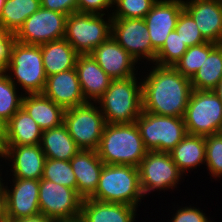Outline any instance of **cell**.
Returning a JSON list of instances; mask_svg holds the SVG:
<instances>
[{
  "instance_id": "cell-1",
  "label": "cell",
  "mask_w": 222,
  "mask_h": 222,
  "mask_svg": "<svg viewBox=\"0 0 222 222\" xmlns=\"http://www.w3.org/2000/svg\"><path fill=\"white\" fill-rule=\"evenodd\" d=\"M153 65L150 70L147 68L150 72L140 79L143 111L183 118L193 91L190 79L173 66Z\"/></svg>"
},
{
  "instance_id": "cell-2",
  "label": "cell",
  "mask_w": 222,
  "mask_h": 222,
  "mask_svg": "<svg viewBox=\"0 0 222 222\" xmlns=\"http://www.w3.org/2000/svg\"><path fill=\"white\" fill-rule=\"evenodd\" d=\"M96 151L106 165H130L137 168L148 152L135 122L106 123Z\"/></svg>"
},
{
  "instance_id": "cell-3",
  "label": "cell",
  "mask_w": 222,
  "mask_h": 222,
  "mask_svg": "<svg viewBox=\"0 0 222 222\" xmlns=\"http://www.w3.org/2000/svg\"><path fill=\"white\" fill-rule=\"evenodd\" d=\"M137 76L112 80L109 88L96 102L106 123H133L142 113V81L138 82Z\"/></svg>"
},
{
  "instance_id": "cell-4",
  "label": "cell",
  "mask_w": 222,
  "mask_h": 222,
  "mask_svg": "<svg viewBox=\"0 0 222 222\" xmlns=\"http://www.w3.org/2000/svg\"><path fill=\"white\" fill-rule=\"evenodd\" d=\"M143 197L137 167L104 164L97 189L90 198L102 202L123 203L138 208Z\"/></svg>"
},
{
  "instance_id": "cell-5",
  "label": "cell",
  "mask_w": 222,
  "mask_h": 222,
  "mask_svg": "<svg viewBox=\"0 0 222 222\" xmlns=\"http://www.w3.org/2000/svg\"><path fill=\"white\" fill-rule=\"evenodd\" d=\"M9 79L23 89L24 94H42L47 76L43 67L41 46L16 41L10 61L2 70Z\"/></svg>"
},
{
  "instance_id": "cell-6",
  "label": "cell",
  "mask_w": 222,
  "mask_h": 222,
  "mask_svg": "<svg viewBox=\"0 0 222 222\" xmlns=\"http://www.w3.org/2000/svg\"><path fill=\"white\" fill-rule=\"evenodd\" d=\"M111 10L104 14L74 12L67 17L65 39L78 54H90L111 37ZM110 14V15H109Z\"/></svg>"
},
{
  "instance_id": "cell-7",
  "label": "cell",
  "mask_w": 222,
  "mask_h": 222,
  "mask_svg": "<svg viewBox=\"0 0 222 222\" xmlns=\"http://www.w3.org/2000/svg\"><path fill=\"white\" fill-rule=\"evenodd\" d=\"M148 151L169 153L188 134L184 119L161 116L142 110L135 120Z\"/></svg>"
},
{
  "instance_id": "cell-8",
  "label": "cell",
  "mask_w": 222,
  "mask_h": 222,
  "mask_svg": "<svg viewBox=\"0 0 222 222\" xmlns=\"http://www.w3.org/2000/svg\"><path fill=\"white\" fill-rule=\"evenodd\" d=\"M188 134L207 136L222 132V102L213 90H194L183 116Z\"/></svg>"
},
{
  "instance_id": "cell-9",
  "label": "cell",
  "mask_w": 222,
  "mask_h": 222,
  "mask_svg": "<svg viewBox=\"0 0 222 222\" xmlns=\"http://www.w3.org/2000/svg\"><path fill=\"white\" fill-rule=\"evenodd\" d=\"M63 124L80 149L96 151L106 122L97 103L87 102L65 109Z\"/></svg>"
},
{
  "instance_id": "cell-10",
  "label": "cell",
  "mask_w": 222,
  "mask_h": 222,
  "mask_svg": "<svg viewBox=\"0 0 222 222\" xmlns=\"http://www.w3.org/2000/svg\"><path fill=\"white\" fill-rule=\"evenodd\" d=\"M140 186L144 197L152 192L174 190L183 174L173 162L170 153L148 151L138 166Z\"/></svg>"
},
{
  "instance_id": "cell-11",
  "label": "cell",
  "mask_w": 222,
  "mask_h": 222,
  "mask_svg": "<svg viewBox=\"0 0 222 222\" xmlns=\"http://www.w3.org/2000/svg\"><path fill=\"white\" fill-rule=\"evenodd\" d=\"M82 200L75 189L39 180L40 212L55 222L80 218Z\"/></svg>"
},
{
  "instance_id": "cell-12",
  "label": "cell",
  "mask_w": 222,
  "mask_h": 222,
  "mask_svg": "<svg viewBox=\"0 0 222 222\" xmlns=\"http://www.w3.org/2000/svg\"><path fill=\"white\" fill-rule=\"evenodd\" d=\"M67 15L40 7L15 33L16 41L42 45L65 37Z\"/></svg>"
},
{
  "instance_id": "cell-13",
  "label": "cell",
  "mask_w": 222,
  "mask_h": 222,
  "mask_svg": "<svg viewBox=\"0 0 222 222\" xmlns=\"http://www.w3.org/2000/svg\"><path fill=\"white\" fill-rule=\"evenodd\" d=\"M114 40L138 62L154 63L157 51L152 47L148 27L140 18H112Z\"/></svg>"
},
{
  "instance_id": "cell-14",
  "label": "cell",
  "mask_w": 222,
  "mask_h": 222,
  "mask_svg": "<svg viewBox=\"0 0 222 222\" xmlns=\"http://www.w3.org/2000/svg\"><path fill=\"white\" fill-rule=\"evenodd\" d=\"M11 180L10 189L7 185L4 186L8 220L12 221L41 214L39 209V180L20 178Z\"/></svg>"
},
{
  "instance_id": "cell-15",
  "label": "cell",
  "mask_w": 222,
  "mask_h": 222,
  "mask_svg": "<svg viewBox=\"0 0 222 222\" xmlns=\"http://www.w3.org/2000/svg\"><path fill=\"white\" fill-rule=\"evenodd\" d=\"M90 54L112 80L138 75L136 64H142L138 63L112 36Z\"/></svg>"
},
{
  "instance_id": "cell-16",
  "label": "cell",
  "mask_w": 222,
  "mask_h": 222,
  "mask_svg": "<svg viewBox=\"0 0 222 222\" xmlns=\"http://www.w3.org/2000/svg\"><path fill=\"white\" fill-rule=\"evenodd\" d=\"M183 9V0H157L144 17L152 47L157 52L164 45L169 33L175 30Z\"/></svg>"
},
{
  "instance_id": "cell-17",
  "label": "cell",
  "mask_w": 222,
  "mask_h": 222,
  "mask_svg": "<svg viewBox=\"0 0 222 222\" xmlns=\"http://www.w3.org/2000/svg\"><path fill=\"white\" fill-rule=\"evenodd\" d=\"M12 178L41 180L46 156L41 145L5 146V161Z\"/></svg>"
},
{
  "instance_id": "cell-18",
  "label": "cell",
  "mask_w": 222,
  "mask_h": 222,
  "mask_svg": "<svg viewBox=\"0 0 222 222\" xmlns=\"http://www.w3.org/2000/svg\"><path fill=\"white\" fill-rule=\"evenodd\" d=\"M184 9L192 16L202 36L222 43V2L218 0H183Z\"/></svg>"
},
{
  "instance_id": "cell-19",
  "label": "cell",
  "mask_w": 222,
  "mask_h": 222,
  "mask_svg": "<svg viewBox=\"0 0 222 222\" xmlns=\"http://www.w3.org/2000/svg\"><path fill=\"white\" fill-rule=\"evenodd\" d=\"M42 94L64 109L87 103L76 68L48 76Z\"/></svg>"
},
{
  "instance_id": "cell-20",
  "label": "cell",
  "mask_w": 222,
  "mask_h": 222,
  "mask_svg": "<svg viewBox=\"0 0 222 222\" xmlns=\"http://www.w3.org/2000/svg\"><path fill=\"white\" fill-rule=\"evenodd\" d=\"M70 164L76 176V191L84 200L90 198L96 191L100 173L104 163L95 150H80Z\"/></svg>"
},
{
  "instance_id": "cell-21",
  "label": "cell",
  "mask_w": 222,
  "mask_h": 222,
  "mask_svg": "<svg viewBox=\"0 0 222 222\" xmlns=\"http://www.w3.org/2000/svg\"><path fill=\"white\" fill-rule=\"evenodd\" d=\"M75 68L85 100L96 103L109 88L112 79L91 54H79Z\"/></svg>"
},
{
  "instance_id": "cell-22",
  "label": "cell",
  "mask_w": 222,
  "mask_h": 222,
  "mask_svg": "<svg viewBox=\"0 0 222 222\" xmlns=\"http://www.w3.org/2000/svg\"><path fill=\"white\" fill-rule=\"evenodd\" d=\"M137 207L123 203L102 202L92 198L82 200L83 222H136Z\"/></svg>"
},
{
  "instance_id": "cell-23",
  "label": "cell",
  "mask_w": 222,
  "mask_h": 222,
  "mask_svg": "<svg viewBox=\"0 0 222 222\" xmlns=\"http://www.w3.org/2000/svg\"><path fill=\"white\" fill-rule=\"evenodd\" d=\"M22 108L43 131L63 124L65 109L43 94H24Z\"/></svg>"
},
{
  "instance_id": "cell-24",
  "label": "cell",
  "mask_w": 222,
  "mask_h": 222,
  "mask_svg": "<svg viewBox=\"0 0 222 222\" xmlns=\"http://www.w3.org/2000/svg\"><path fill=\"white\" fill-rule=\"evenodd\" d=\"M43 130L21 107L6 123L4 146L37 145Z\"/></svg>"
},
{
  "instance_id": "cell-25",
  "label": "cell",
  "mask_w": 222,
  "mask_h": 222,
  "mask_svg": "<svg viewBox=\"0 0 222 222\" xmlns=\"http://www.w3.org/2000/svg\"><path fill=\"white\" fill-rule=\"evenodd\" d=\"M40 46L43 67L47 77L75 68L79 54L65 38L47 42Z\"/></svg>"
},
{
  "instance_id": "cell-26",
  "label": "cell",
  "mask_w": 222,
  "mask_h": 222,
  "mask_svg": "<svg viewBox=\"0 0 222 222\" xmlns=\"http://www.w3.org/2000/svg\"><path fill=\"white\" fill-rule=\"evenodd\" d=\"M205 136L187 134L169 153L179 171L184 175L188 170L205 164Z\"/></svg>"
},
{
  "instance_id": "cell-27",
  "label": "cell",
  "mask_w": 222,
  "mask_h": 222,
  "mask_svg": "<svg viewBox=\"0 0 222 222\" xmlns=\"http://www.w3.org/2000/svg\"><path fill=\"white\" fill-rule=\"evenodd\" d=\"M41 148L46 158L70 161L81 149L64 124L42 132Z\"/></svg>"
},
{
  "instance_id": "cell-28",
  "label": "cell",
  "mask_w": 222,
  "mask_h": 222,
  "mask_svg": "<svg viewBox=\"0 0 222 222\" xmlns=\"http://www.w3.org/2000/svg\"><path fill=\"white\" fill-rule=\"evenodd\" d=\"M40 7V0H6L0 15V32L15 34Z\"/></svg>"
},
{
  "instance_id": "cell-29",
  "label": "cell",
  "mask_w": 222,
  "mask_h": 222,
  "mask_svg": "<svg viewBox=\"0 0 222 222\" xmlns=\"http://www.w3.org/2000/svg\"><path fill=\"white\" fill-rule=\"evenodd\" d=\"M222 78V43L208 54L199 70L190 79L194 90H214Z\"/></svg>"
},
{
  "instance_id": "cell-30",
  "label": "cell",
  "mask_w": 222,
  "mask_h": 222,
  "mask_svg": "<svg viewBox=\"0 0 222 222\" xmlns=\"http://www.w3.org/2000/svg\"><path fill=\"white\" fill-rule=\"evenodd\" d=\"M0 71V119L7 123L10 118L22 107L24 94H19L20 89ZM19 94V95H18Z\"/></svg>"
},
{
  "instance_id": "cell-31",
  "label": "cell",
  "mask_w": 222,
  "mask_h": 222,
  "mask_svg": "<svg viewBox=\"0 0 222 222\" xmlns=\"http://www.w3.org/2000/svg\"><path fill=\"white\" fill-rule=\"evenodd\" d=\"M216 43L206 42L197 46L188 47L184 55L174 64V68L184 77L191 79L197 70L200 69L209 52L216 46Z\"/></svg>"
},
{
  "instance_id": "cell-32",
  "label": "cell",
  "mask_w": 222,
  "mask_h": 222,
  "mask_svg": "<svg viewBox=\"0 0 222 222\" xmlns=\"http://www.w3.org/2000/svg\"><path fill=\"white\" fill-rule=\"evenodd\" d=\"M42 179L76 190V176L72 170L70 161L46 158Z\"/></svg>"
},
{
  "instance_id": "cell-33",
  "label": "cell",
  "mask_w": 222,
  "mask_h": 222,
  "mask_svg": "<svg viewBox=\"0 0 222 222\" xmlns=\"http://www.w3.org/2000/svg\"><path fill=\"white\" fill-rule=\"evenodd\" d=\"M187 49V45L183 42L176 30H174L169 33L164 45L157 52L153 64L160 66H174Z\"/></svg>"
},
{
  "instance_id": "cell-34",
  "label": "cell",
  "mask_w": 222,
  "mask_h": 222,
  "mask_svg": "<svg viewBox=\"0 0 222 222\" xmlns=\"http://www.w3.org/2000/svg\"><path fill=\"white\" fill-rule=\"evenodd\" d=\"M157 0H113L111 18L144 19ZM114 11V12H113Z\"/></svg>"
},
{
  "instance_id": "cell-35",
  "label": "cell",
  "mask_w": 222,
  "mask_h": 222,
  "mask_svg": "<svg viewBox=\"0 0 222 222\" xmlns=\"http://www.w3.org/2000/svg\"><path fill=\"white\" fill-rule=\"evenodd\" d=\"M205 165L211 177L222 178V132L205 136Z\"/></svg>"
},
{
  "instance_id": "cell-36",
  "label": "cell",
  "mask_w": 222,
  "mask_h": 222,
  "mask_svg": "<svg viewBox=\"0 0 222 222\" xmlns=\"http://www.w3.org/2000/svg\"><path fill=\"white\" fill-rule=\"evenodd\" d=\"M176 32L187 47L197 46L208 42L201 34L192 16L183 9L178 17Z\"/></svg>"
},
{
  "instance_id": "cell-37",
  "label": "cell",
  "mask_w": 222,
  "mask_h": 222,
  "mask_svg": "<svg viewBox=\"0 0 222 222\" xmlns=\"http://www.w3.org/2000/svg\"><path fill=\"white\" fill-rule=\"evenodd\" d=\"M203 210L197 207H179L173 215L171 222H212L208 216H205ZM209 219V220H208Z\"/></svg>"
},
{
  "instance_id": "cell-38",
  "label": "cell",
  "mask_w": 222,
  "mask_h": 222,
  "mask_svg": "<svg viewBox=\"0 0 222 222\" xmlns=\"http://www.w3.org/2000/svg\"><path fill=\"white\" fill-rule=\"evenodd\" d=\"M113 7V0H77V12L104 14ZM105 10V11H104Z\"/></svg>"
},
{
  "instance_id": "cell-39",
  "label": "cell",
  "mask_w": 222,
  "mask_h": 222,
  "mask_svg": "<svg viewBox=\"0 0 222 222\" xmlns=\"http://www.w3.org/2000/svg\"><path fill=\"white\" fill-rule=\"evenodd\" d=\"M41 7L69 16L77 12V0H40Z\"/></svg>"
},
{
  "instance_id": "cell-40",
  "label": "cell",
  "mask_w": 222,
  "mask_h": 222,
  "mask_svg": "<svg viewBox=\"0 0 222 222\" xmlns=\"http://www.w3.org/2000/svg\"><path fill=\"white\" fill-rule=\"evenodd\" d=\"M15 42L16 37L14 33L0 32V71L3 70L10 61Z\"/></svg>"
},
{
  "instance_id": "cell-41",
  "label": "cell",
  "mask_w": 222,
  "mask_h": 222,
  "mask_svg": "<svg viewBox=\"0 0 222 222\" xmlns=\"http://www.w3.org/2000/svg\"><path fill=\"white\" fill-rule=\"evenodd\" d=\"M7 220L5 188L4 185H0V222Z\"/></svg>"
},
{
  "instance_id": "cell-42",
  "label": "cell",
  "mask_w": 222,
  "mask_h": 222,
  "mask_svg": "<svg viewBox=\"0 0 222 222\" xmlns=\"http://www.w3.org/2000/svg\"><path fill=\"white\" fill-rule=\"evenodd\" d=\"M12 222H55L44 214H38L32 217H23L16 220H12Z\"/></svg>"
},
{
  "instance_id": "cell-43",
  "label": "cell",
  "mask_w": 222,
  "mask_h": 222,
  "mask_svg": "<svg viewBox=\"0 0 222 222\" xmlns=\"http://www.w3.org/2000/svg\"><path fill=\"white\" fill-rule=\"evenodd\" d=\"M6 135V126H0V151H5L4 139Z\"/></svg>"
},
{
  "instance_id": "cell-44",
  "label": "cell",
  "mask_w": 222,
  "mask_h": 222,
  "mask_svg": "<svg viewBox=\"0 0 222 222\" xmlns=\"http://www.w3.org/2000/svg\"><path fill=\"white\" fill-rule=\"evenodd\" d=\"M213 91L217 94V96L220 98L222 102V78L219 80L217 86Z\"/></svg>"
},
{
  "instance_id": "cell-45",
  "label": "cell",
  "mask_w": 222,
  "mask_h": 222,
  "mask_svg": "<svg viewBox=\"0 0 222 222\" xmlns=\"http://www.w3.org/2000/svg\"><path fill=\"white\" fill-rule=\"evenodd\" d=\"M0 159L5 160V151H0ZM0 166H3V165L0 164ZM0 168H2V167H0ZM1 175H2V172L0 170V185H5L6 182L3 183V181H5V180H3Z\"/></svg>"
},
{
  "instance_id": "cell-46",
  "label": "cell",
  "mask_w": 222,
  "mask_h": 222,
  "mask_svg": "<svg viewBox=\"0 0 222 222\" xmlns=\"http://www.w3.org/2000/svg\"><path fill=\"white\" fill-rule=\"evenodd\" d=\"M5 3H6V0H0V15L2 13V10H3V7H4Z\"/></svg>"
},
{
  "instance_id": "cell-47",
  "label": "cell",
  "mask_w": 222,
  "mask_h": 222,
  "mask_svg": "<svg viewBox=\"0 0 222 222\" xmlns=\"http://www.w3.org/2000/svg\"><path fill=\"white\" fill-rule=\"evenodd\" d=\"M59 222H83L80 218L75 220H68V221H59Z\"/></svg>"
},
{
  "instance_id": "cell-48",
  "label": "cell",
  "mask_w": 222,
  "mask_h": 222,
  "mask_svg": "<svg viewBox=\"0 0 222 222\" xmlns=\"http://www.w3.org/2000/svg\"><path fill=\"white\" fill-rule=\"evenodd\" d=\"M0 126H6V123L0 119Z\"/></svg>"
}]
</instances>
